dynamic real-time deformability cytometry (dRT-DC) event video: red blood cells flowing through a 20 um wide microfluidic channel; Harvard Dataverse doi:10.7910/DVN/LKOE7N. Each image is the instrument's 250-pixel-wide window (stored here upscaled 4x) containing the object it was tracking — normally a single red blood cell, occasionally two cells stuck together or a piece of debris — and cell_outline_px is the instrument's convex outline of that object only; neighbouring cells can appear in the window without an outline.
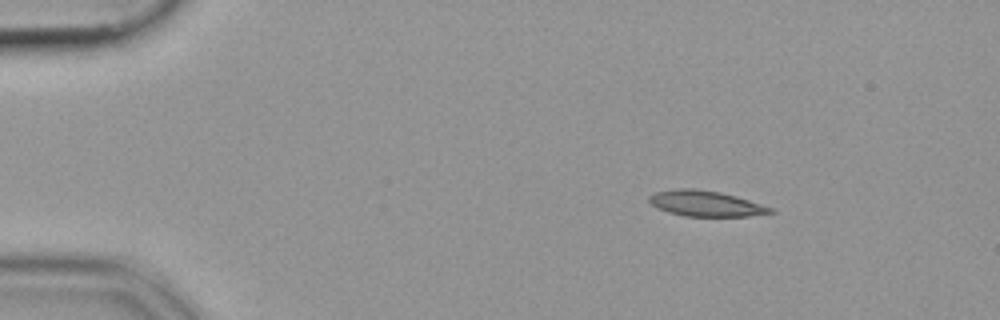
{"species": "common noctule bat (a hibernating species)", "species_latin": "Nyctalus noctula", "temperature_condition": "cold", "stored_images_in_passage": 8, "camera_frame_rate_fps": 3000, "um_per_image_px": 0.085, "animal": {"sex": "female", "body_mass_g": 19.9}, "frame": {"image": 1, "passage_image": 1, "time_ms": 0.0, "image_size_px": [1000, 320], "cell_outline_px": [[776, 212], [748, 216], [684, 216], [668, 212], [652, 204], [648, 200], [648, 196], [656, 192], [680, 188], [696, 188], [720, 192], [736, 196], [772, 208]], "centroid_in_image_um": [59.98, 17.29], "position_along_channel_um": 25.0, "area_um2": 17.92}}